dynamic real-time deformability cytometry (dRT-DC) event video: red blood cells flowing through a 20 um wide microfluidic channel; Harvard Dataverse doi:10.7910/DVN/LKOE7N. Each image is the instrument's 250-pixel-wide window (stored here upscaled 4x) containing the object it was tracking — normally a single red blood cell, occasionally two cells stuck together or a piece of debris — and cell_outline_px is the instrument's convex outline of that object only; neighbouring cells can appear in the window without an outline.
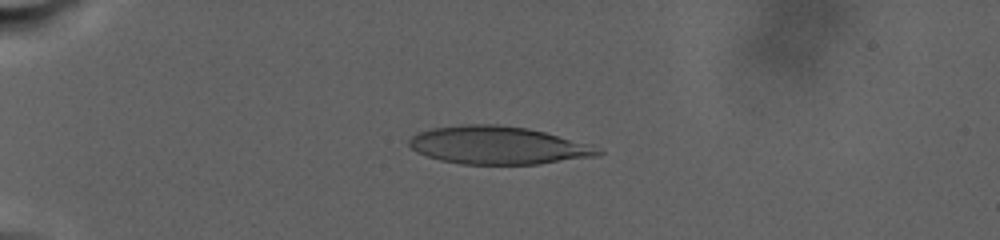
{"species": "human", "species_latin": "Homo sapiens", "temperature_condition": "warm", "stored_images_in_passage": 67, "camera_frame_rate_fps": 3000, "um_per_image_px": 0.085, "donor": {"sex": "male"}, "frame": {"image": 1, "passage_image": 17, "time_ms": 6.333, "image_size_px": [1000, 240], "cell_outline_px": [[604, 152], [600, 156], [536, 164], [460, 164], [440, 160], [416, 152], [408, 144], [408, 140], [412, 136], [420, 132], [432, 128], [460, 124], [500, 124], [528, 128], [592, 144]], "centroid_in_image_um": [42.35, 12.35], "position_along_channel_um": 42.6, "area_um2": 41.96}}
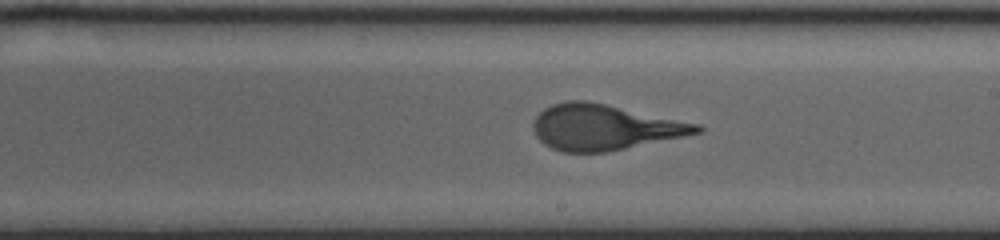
{"frame": {"image": 2, "passage_image": 44, "time_ms": 16.667, "image_size_px": [1000, 240], "cell_outline_px": [[704, 128], [700, 132], [684, 136], [604, 152], [560, 152], [544, 144], [536, 136], [532, 128], [532, 124], [536, 116], [544, 108], [552, 104], [568, 100], [588, 100], [700, 124]], "centroid_in_image_um": [51.33, 10.8], "position_along_channel_um": 237.7, "area_um2": 43.23}}
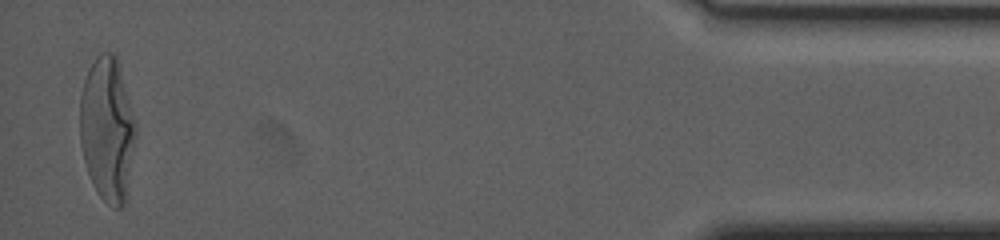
{"frame": {"image": 3, "passage_image": 67, "time_ms": 27.333, "image_size_px": [1000, 240], "cell_outline_px": [[136, 136], [124, 204], [120, 208], [116, 208], [108, 204], [96, 192], [92, 184], [84, 160], [80, 144], [80, 96], [84, 80], [88, 68], [96, 56], [100, 52], [112, 52], [116, 56], [136, 120]], "centroid_in_image_um": [9.11, 10.95], "position_along_channel_um": 426.1, "area_um2": 46.93}, "authors_computed_cell_mechanics": {"area_um2": 43.2344, "velocity_mm_per_s": 2.4191, "shape_relaxation_time_tau1_ms": 7.6067, "shape_relaxation_time_tau2_ms": 1.3323, "deformation_change_tau1": 0.2724, "deformation_change_tau2": 0.1092}}